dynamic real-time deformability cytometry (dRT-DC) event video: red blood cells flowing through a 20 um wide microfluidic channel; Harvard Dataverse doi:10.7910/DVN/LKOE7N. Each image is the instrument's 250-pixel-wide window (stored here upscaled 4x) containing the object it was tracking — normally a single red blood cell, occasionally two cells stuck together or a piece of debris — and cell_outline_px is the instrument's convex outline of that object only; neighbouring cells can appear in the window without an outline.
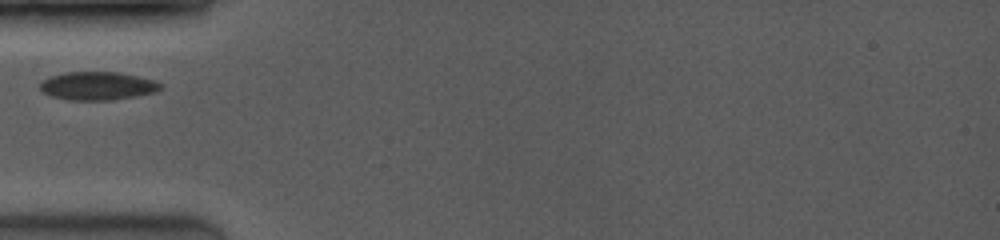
{"species": "common noctule bat (a hibernating species)", "species_latin": "Nyctalus noctula", "temperature_condition": "room temperature", "stored_images_in_passage": 3, "camera_frame_rate_fps": 3500, "um_per_image_px": 0.085, "animal": {"sex": "female", "body_mass_g": 19.0, "forearm_length_mm": 53.3}, "frame": {"image": 1, "passage_image": 1, "time_ms": 0.0, "image_size_px": [1000, 240], "cell_outline_px": [[164, 84], [156, 92], [136, 96], [112, 100], [68, 100], [48, 96], [40, 88], [40, 80], [48, 76], [64, 72], [116, 72], [136, 76], [152, 80]], "centroid_in_image_um": [8.23, 7.3], "position_along_channel_um": 76.8, "area_um2": 20.0}}